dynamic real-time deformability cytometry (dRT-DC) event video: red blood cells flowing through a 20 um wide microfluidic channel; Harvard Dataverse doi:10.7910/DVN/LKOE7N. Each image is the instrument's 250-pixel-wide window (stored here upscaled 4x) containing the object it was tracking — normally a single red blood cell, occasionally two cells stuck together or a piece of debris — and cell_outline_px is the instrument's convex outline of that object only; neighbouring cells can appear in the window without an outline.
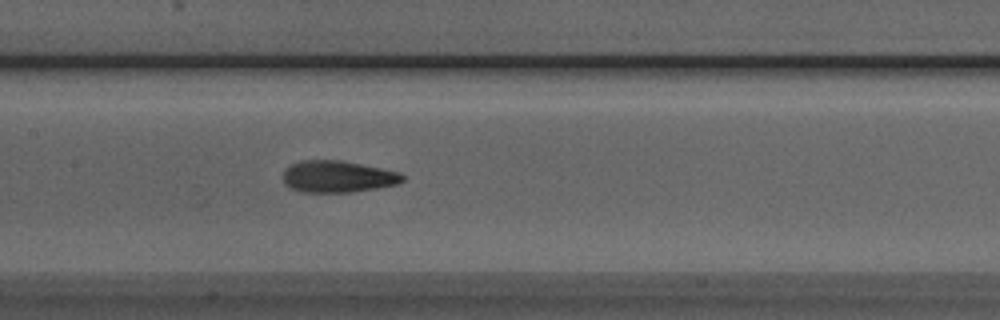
{"species": "Egyptian fruit bat (a non-hibernating species)", "species_latin": "Rousettus aegyptiacus", "temperature_condition": "room temperature", "stored_images_in_passage": 24, "camera_frame_rate_fps": 3000, "um_per_image_px": 0.085, "animal": {"sex": "male"}, "frame": {"image": 1, "passage_image": 14, "time_ms": 4.333, "image_size_px": [1000, 320], "cell_outline_px": [[404, 180], [396, 184], [376, 188], [352, 192], [304, 192], [292, 188], [284, 184], [284, 172], [292, 164], [300, 160], [340, 160], [400, 172], [404, 176]], "centroid_in_image_um": [28.71, 15.01], "position_along_channel_um": 178.7, "area_um2": 21.85}}
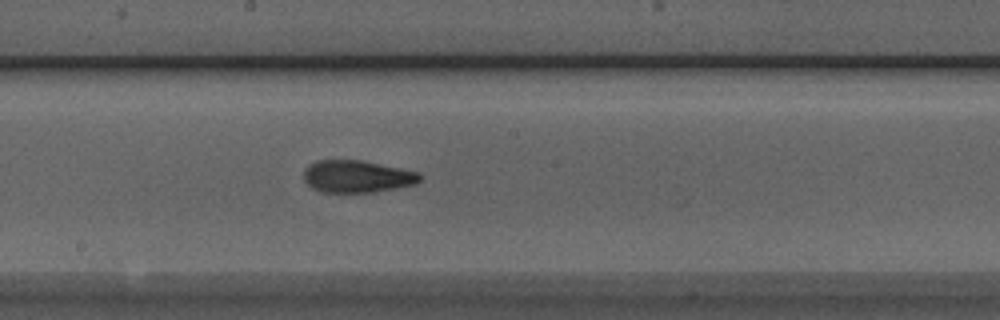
{"frame": {"image": 2, "passage_image": 17, "time_ms": 5.333, "image_size_px": [1000, 320], "cell_outline_px": [[420, 180], [416, 184], [396, 188], [372, 192], [320, 192], [312, 188], [304, 180], [304, 168], [316, 160], [360, 160], [420, 172]], "centroid_in_image_um": [30.33, 15.0], "position_along_channel_um": 217.9, "area_um2": 21.79}}
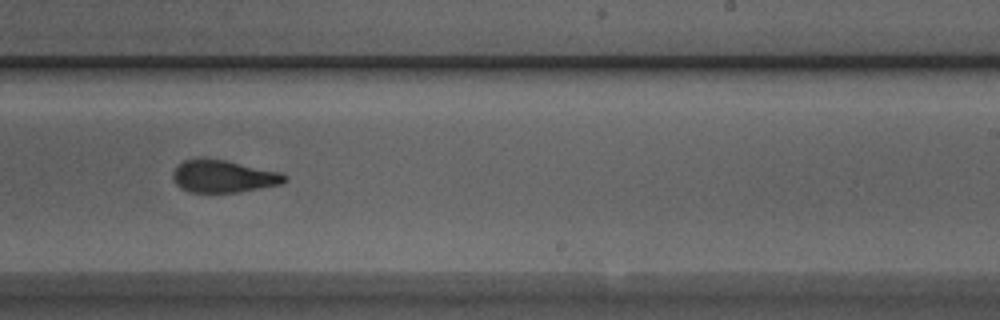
{"frame": {"image": 3, "passage_image": 21, "time_ms": 6.667, "image_size_px": [1000, 320], "cell_outline_px": [[288, 180], [280, 184], [240, 192], [188, 192], [180, 188], [176, 184], [172, 176], [172, 172], [184, 160], [200, 156], [224, 160], [280, 172], [288, 176]], "centroid_in_image_um": [18.96, 14.97], "position_along_channel_um": 270.0, "area_um2": 21.27}}